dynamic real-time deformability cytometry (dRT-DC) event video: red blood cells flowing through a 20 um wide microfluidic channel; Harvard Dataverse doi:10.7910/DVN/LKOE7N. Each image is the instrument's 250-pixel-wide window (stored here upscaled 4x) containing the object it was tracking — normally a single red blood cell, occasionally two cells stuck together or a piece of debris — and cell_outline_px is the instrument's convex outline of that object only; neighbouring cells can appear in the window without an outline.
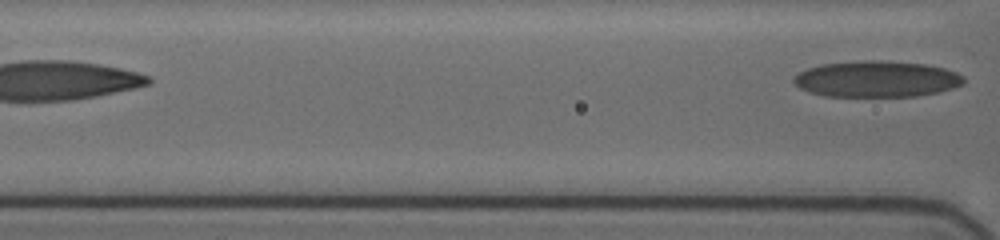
{"species": "human", "species_latin": "Homo sapiens", "temperature_condition": "cold", "stored_images_in_passage": 7, "segment_of_instrument_passage": [2, 2], "camera_frame_rate_fps": 3000, "um_per_image_px": 0.085, "donor": {"sex": "female"}, "frame": {"image": 1, "passage_image": 7, "time_ms": 3.667, "image_size_px": [1000, 240], "cell_outline_px": [[964, 84], [952, 88], [936, 92], [916, 96], [824, 96], [800, 88], [792, 80], [792, 76], [808, 68], [820, 64], [864, 60], [880, 60], [928, 64], [944, 68], [956, 72], [964, 76]], "centroid_in_image_um": [74.52, 6.7], "position_along_channel_um": 92.1, "area_um2": 35.89}}